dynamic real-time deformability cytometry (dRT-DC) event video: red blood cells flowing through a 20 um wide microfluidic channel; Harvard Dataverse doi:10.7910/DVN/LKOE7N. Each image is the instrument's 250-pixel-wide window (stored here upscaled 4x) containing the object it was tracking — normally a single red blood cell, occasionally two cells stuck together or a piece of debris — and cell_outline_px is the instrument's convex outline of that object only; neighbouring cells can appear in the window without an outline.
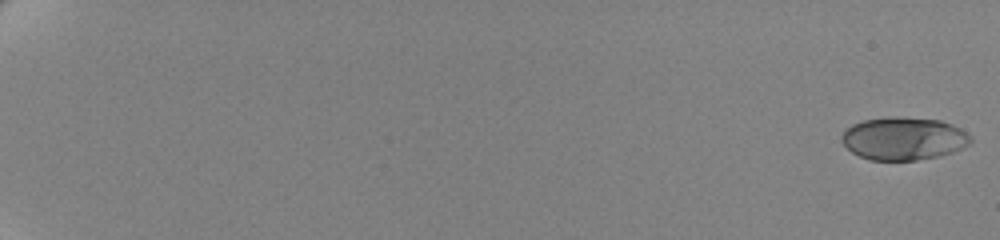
{"species": "human", "species_latin": "Homo sapiens", "temperature_condition": "cold", "stored_images_in_passage": 62, "camera_frame_rate_fps": 3000, "um_per_image_px": 0.085, "donor": {"sex": "female"}, "frame": {"image": 1, "passage_image": 1, "time_ms": 0.0, "image_size_px": [1000, 240], "cell_outline_px": [[972, 140], [968, 144], [952, 152], [936, 156], [916, 160], [872, 160], [860, 156], [852, 152], [840, 140], [840, 136], [852, 124], [864, 120], [888, 116], [892, 116], [940, 120], [952, 124], [960, 128], [972, 136]], "centroid_in_image_um": [76.8, 11.76], "position_along_channel_um": 8.2, "area_um2": 32.08}}
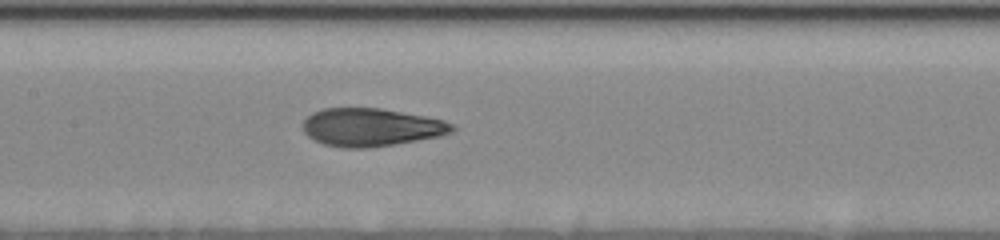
{"frame": {"image": 2, "passage_image": 35, "time_ms": 11.333, "image_size_px": [1000, 240], "cell_outline_px": [[456, 128], [452, 132], [440, 136], [368, 148], [344, 148], [324, 144], [308, 136], [304, 132], [304, 120], [312, 112], [324, 108], [380, 108], [424, 116], [444, 120], [452, 124]], "centroid_in_image_um": [31.54, 10.81], "position_along_channel_um": 175.9, "area_um2": 32.77}}
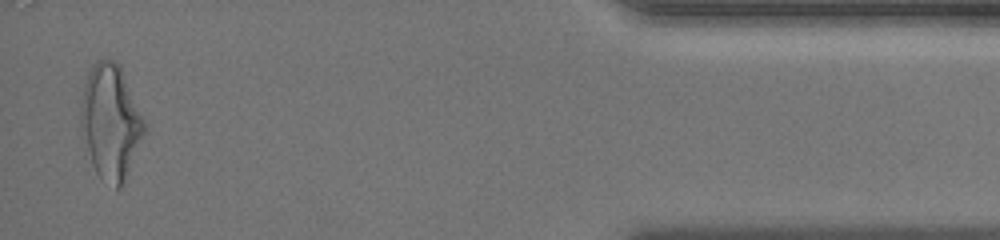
{"frame": {"image": 3, "passage_image": 61, "time_ms": 20.0, "image_size_px": [1000, 240], "cell_outline_px": [[148, 128], [124, 180], [120, 188], [116, 188], [100, 180], [92, 164], [80, 128], [80, 108], [84, 84], [88, 72], [100, 60], [116, 60], [120, 64], [148, 124]], "centroid_in_image_um": [9.43, 10.36], "position_along_channel_um": 425.8, "area_um2": 42.83}, "authors_computed_cell_mechanics": {"area_um2": 32.7148, "velocity_mm_per_s": 3.4933, "shape_relaxation_time_tau1_ms": 3.7128, "shape_relaxation_time_tau2_ms": 1.3092, "deformation_change_tau1": 0.1633, "deformation_change_tau2": 0.0847}}